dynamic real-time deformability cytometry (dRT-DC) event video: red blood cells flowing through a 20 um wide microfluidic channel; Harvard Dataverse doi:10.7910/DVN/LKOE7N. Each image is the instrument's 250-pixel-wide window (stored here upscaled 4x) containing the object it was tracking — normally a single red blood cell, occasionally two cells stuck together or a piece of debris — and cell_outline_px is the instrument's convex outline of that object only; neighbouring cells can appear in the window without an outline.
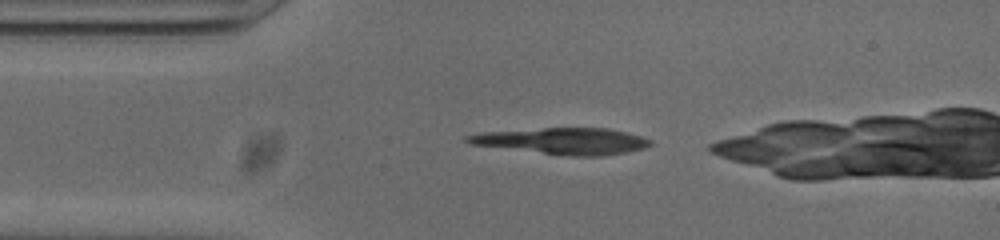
{"species": "common noctule bat (a hibernating species)", "species_latin": "Nyctalus noctula", "temperature_condition": "cold", "stored_images_in_passage": 34, "camera_frame_rate_fps": 3000, "um_per_image_px": 0.085, "animal": {"sex": "male", "body_mass_g": 20.0, "forearm_length_mm": 53.3}, "frame": {"image": 1, "passage_image": 3, "time_ms": 0.667, "image_size_px": [1000, 240], "cell_outline_px": [[652, 144], [644, 148], [628, 152], [604, 156], [572, 156], [468, 144], [464, 140], [464, 136], [484, 132], [544, 128], [608, 128], [640, 136], [652, 140]], "centroid_in_image_um": [47.84, 11.99], "position_along_channel_um": 37.2, "area_um2": 27.98}}